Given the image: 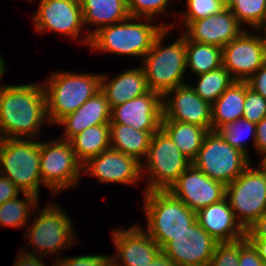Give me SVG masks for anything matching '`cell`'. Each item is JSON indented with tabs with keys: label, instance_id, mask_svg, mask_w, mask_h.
<instances>
[{
	"label": "cell",
	"instance_id": "681fc988",
	"mask_svg": "<svg viewBox=\"0 0 266 266\" xmlns=\"http://www.w3.org/2000/svg\"><path fill=\"white\" fill-rule=\"evenodd\" d=\"M261 163L266 167V157L261 161Z\"/></svg>",
	"mask_w": 266,
	"mask_h": 266
},
{
	"label": "cell",
	"instance_id": "cb8c5ba5",
	"mask_svg": "<svg viewBox=\"0 0 266 266\" xmlns=\"http://www.w3.org/2000/svg\"><path fill=\"white\" fill-rule=\"evenodd\" d=\"M84 26H98L81 42L90 45L91 36L100 28L122 22L130 17L126 0H80Z\"/></svg>",
	"mask_w": 266,
	"mask_h": 266
},
{
	"label": "cell",
	"instance_id": "f546056e",
	"mask_svg": "<svg viewBox=\"0 0 266 266\" xmlns=\"http://www.w3.org/2000/svg\"><path fill=\"white\" fill-rule=\"evenodd\" d=\"M22 194L24 198L19 199L17 196L0 204V225L2 227H25L28 223L27 221H29V213L31 212L33 215V211L38 208V196L26 192H22Z\"/></svg>",
	"mask_w": 266,
	"mask_h": 266
},
{
	"label": "cell",
	"instance_id": "9a60e30c",
	"mask_svg": "<svg viewBox=\"0 0 266 266\" xmlns=\"http://www.w3.org/2000/svg\"><path fill=\"white\" fill-rule=\"evenodd\" d=\"M226 186L211 179L191 164L172 184L168 191L190 210H198L225 198Z\"/></svg>",
	"mask_w": 266,
	"mask_h": 266
},
{
	"label": "cell",
	"instance_id": "4fadbf2b",
	"mask_svg": "<svg viewBox=\"0 0 266 266\" xmlns=\"http://www.w3.org/2000/svg\"><path fill=\"white\" fill-rule=\"evenodd\" d=\"M217 243L196 221L161 251L177 266H209Z\"/></svg>",
	"mask_w": 266,
	"mask_h": 266
},
{
	"label": "cell",
	"instance_id": "8fae6325",
	"mask_svg": "<svg viewBox=\"0 0 266 266\" xmlns=\"http://www.w3.org/2000/svg\"><path fill=\"white\" fill-rule=\"evenodd\" d=\"M82 164L68 140L40 141V174L42 185L59 193L78 185Z\"/></svg>",
	"mask_w": 266,
	"mask_h": 266
},
{
	"label": "cell",
	"instance_id": "30bf717a",
	"mask_svg": "<svg viewBox=\"0 0 266 266\" xmlns=\"http://www.w3.org/2000/svg\"><path fill=\"white\" fill-rule=\"evenodd\" d=\"M192 164L211 179L226 186L251 164V160L228 144L217 131H209Z\"/></svg>",
	"mask_w": 266,
	"mask_h": 266
},
{
	"label": "cell",
	"instance_id": "d590c367",
	"mask_svg": "<svg viewBox=\"0 0 266 266\" xmlns=\"http://www.w3.org/2000/svg\"><path fill=\"white\" fill-rule=\"evenodd\" d=\"M265 117L266 98L254 92L249 88L248 83L245 82V101L242 118L257 125Z\"/></svg>",
	"mask_w": 266,
	"mask_h": 266
},
{
	"label": "cell",
	"instance_id": "83f0119b",
	"mask_svg": "<svg viewBox=\"0 0 266 266\" xmlns=\"http://www.w3.org/2000/svg\"><path fill=\"white\" fill-rule=\"evenodd\" d=\"M77 160L84 165L110 147V126L100 124L90 126L70 140Z\"/></svg>",
	"mask_w": 266,
	"mask_h": 266
},
{
	"label": "cell",
	"instance_id": "7402d4cb",
	"mask_svg": "<svg viewBox=\"0 0 266 266\" xmlns=\"http://www.w3.org/2000/svg\"><path fill=\"white\" fill-rule=\"evenodd\" d=\"M107 78L108 76L101 74L100 91L111 109L150 91L141 66L125 70L110 80Z\"/></svg>",
	"mask_w": 266,
	"mask_h": 266
},
{
	"label": "cell",
	"instance_id": "3957f363",
	"mask_svg": "<svg viewBox=\"0 0 266 266\" xmlns=\"http://www.w3.org/2000/svg\"><path fill=\"white\" fill-rule=\"evenodd\" d=\"M144 213L146 232L160 246L161 250L173 237L188 230L196 220V212L190 210L180 199L168 190L144 192Z\"/></svg>",
	"mask_w": 266,
	"mask_h": 266
},
{
	"label": "cell",
	"instance_id": "603a6c76",
	"mask_svg": "<svg viewBox=\"0 0 266 266\" xmlns=\"http://www.w3.org/2000/svg\"><path fill=\"white\" fill-rule=\"evenodd\" d=\"M111 108L105 95L99 91L89 98L74 113L66 115L57 124L65 126V133L60 139L70 140L78 133L90 126L109 124L111 121Z\"/></svg>",
	"mask_w": 266,
	"mask_h": 266
},
{
	"label": "cell",
	"instance_id": "4316f807",
	"mask_svg": "<svg viewBox=\"0 0 266 266\" xmlns=\"http://www.w3.org/2000/svg\"><path fill=\"white\" fill-rule=\"evenodd\" d=\"M161 129L191 162L196 158L204 137L209 132L204 127L180 121H161Z\"/></svg>",
	"mask_w": 266,
	"mask_h": 266
},
{
	"label": "cell",
	"instance_id": "ffe728a7",
	"mask_svg": "<svg viewBox=\"0 0 266 266\" xmlns=\"http://www.w3.org/2000/svg\"><path fill=\"white\" fill-rule=\"evenodd\" d=\"M183 35L194 42L223 48L245 29L227 8L220 13L190 22Z\"/></svg>",
	"mask_w": 266,
	"mask_h": 266
},
{
	"label": "cell",
	"instance_id": "f6af8a7d",
	"mask_svg": "<svg viewBox=\"0 0 266 266\" xmlns=\"http://www.w3.org/2000/svg\"><path fill=\"white\" fill-rule=\"evenodd\" d=\"M258 250V254L266 265V238H247Z\"/></svg>",
	"mask_w": 266,
	"mask_h": 266
},
{
	"label": "cell",
	"instance_id": "b9f144b4",
	"mask_svg": "<svg viewBox=\"0 0 266 266\" xmlns=\"http://www.w3.org/2000/svg\"><path fill=\"white\" fill-rule=\"evenodd\" d=\"M247 238H266V212L246 229Z\"/></svg>",
	"mask_w": 266,
	"mask_h": 266
},
{
	"label": "cell",
	"instance_id": "5b68a950",
	"mask_svg": "<svg viewBox=\"0 0 266 266\" xmlns=\"http://www.w3.org/2000/svg\"><path fill=\"white\" fill-rule=\"evenodd\" d=\"M172 28H165L155 39L150 51L142 59L140 65L147 80L149 90L162 96L184 83L186 72L185 36L182 34L177 40L163 46L166 34Z\"/></svg>",
	"mask_w": 266,
	"mask_h": 266
},
{
	"label": "cell",
	"instance_id": "1f68e13d",
	"mask_svg": "<svg viewBox=\"0 0 266 266\" xmlns=\"http://www.w3.org/2000/svg\"><path fill=\"white\" fill-rule=\"evenodd\" d=\"M239 23L250 25L255 31L262 28L266 21V0H224Z\"/></svg>",
	"mask_w": 266,
	"mask_h": 266
},
{
	"label": "cell",
	"instance_id": "bcb514c9",
	"mask_svg": "<svg viewBox=\"0 0 266 266\" xmlns=\"http://www.w3.org/2000/svg\"><path fill=\"white\" fill-rule=\"evenodd\" d=\"M148 266H177L168 256L160 251Z\"/></svg>",
	"mask_w": 266,
	"mask_h": 266
},
{
	"label": "cell",
	"instance_id": "ac0fdd59",
	"mask_svg": "<svg viewBox=\"0 0 266 266\" xmlns=\"http://www.w3.org/2000/svg\"><path fill=\"white\" fill-rule=\"evenodd\" d=\"M162 117V95L150 90L140 97L113 107L110 123L131 126L140 131L157 132L161 129Z\"/></svg>",
	"mask_w": 266,
	"mask_h": 266
},
{
	"label": "cell",
	"instance_id": "836d02e7",
	"mask_svg": "<svg viewBox=\"0 0 266 266\" xmlns=\"http://www.w3.org/2000/svg\"><path fill=\"white\" fill-rule=\"evenodd\" d=\"M187 9L181 20L186 27L190 22L220 13L225 9L224 0H186Z\"/></svg>",
	"mask_w": 266,
	"mask_h": 266
},
{
	"label": "cell",
	"instance_id": "e0dca14e",
	"mask_svg": "<svg viewBox=\"0 0 266 266\" xmlns=\"http://www.w3.org/2000/svg\"><path fill=\"white\" fill-rule=\"evenodd\" d=\"M82 174L93 175L101 183L136 184L142 180L141 162L109 148L82 166Z\"/></svg>",
	"mask_w": 266,
	"mask_h": 266
},
{
	"label": "cell",
	"instance_id": "6da1fadb",
	"mask_svg": "<svg viewBox=\"0 0 266 266\" xmlns=\"http://www.w3.org/2000/svg\"><path fill=\"white\" fill-rule=\"evenodd\" d=\"M45 121L49 123L43 84L0 88V139H36Z\"/></svg>",
	"mask_w": 266,
	"mask_h": 266
},
{
	"label": "cell",
	"instance_id": "f1b7e54d",
	"mask_svg": "<svg viewBox=\"0 0 266 266\" xmlns=\"http://www.w3.org/2000/svg\"><path fill=\"white\" fill-rule=\"evenodd\" d=\"M186 68L195 76L223 66L222 48L212 44H202L185 37Z\"/></svg>",
	"mask_w": 266,
	"mask_h": 266
},
{
	"label": "cell",
	"instance_id": "9c48e42d",
	"mask_svg": "<svg viewBox=\"0 0 266 266\" xmlns=\"http://www.w3.org/2000/svg\"><path fill=\"white\" fill-rule=\"evenodd\" d=\"M259 163L258 169L250 164L225 188V198L245 230L266 212V167Z\"/></svg>",
	"mask_w": 266,
	"mask_h": 266
},
{
	"label": "cell",
	"instance_id": "d4e9b609",
	"mask_svg": "<svg viewBox=\"0 0 266 266\" xmlns=\"http://www.w3.org/2000/svg\"><path fill=\"white\" fill-rule=\"evenodd\" d=\"M245 82L234 81L211 105L212 131L242 118Z\"/></svg>",
	"mask_w": 266,
	"mask_h": 266
},
{
	"label": "cell",
	"instance_id": "7bdbcfd3",
	"mask_svg": "<svg viewBox=\"0 0 266 266\" xmlns=\"http://www.w3.org/2000/svg\"><path fill=\"white\" fill-rule=\"evenodd\" d=\"M256 142H255V149L259 151L258 153L262 154L263 158L261 161L266 157V117L263 118L257 125H256Z\"/></svg>",
	"mask_w": 266,
	"mask_h": 266
},
{
	"label": "cell",
	"instance_id": "7c38bea8",
	"mask_svg": "<svg viewBox=\"0 0 266 266\" xmlns=\"http://www.w3.org/2000/svg\"><path fill=\"white\" fill-rule=\"evenodd\" d=\"M222 60L234 81L246 82L266 63V34L244 30L222 48Z\"/></svg>",
	"mask_w": 266,
	"mask_h": 266
},
{
	"label": "cell",
	"instance_id": "d6986e66",
	"mask_svg": "<svg viewBox=\"0 0 266 266\" xmlns=\"http://www.w3.org/2000/svg\"><path fill=\"white\" fill-rule=\"evenodd\" d=\"M111 236L117 249V254L111 255L112 266H148L161 251L157 242L137 224L113 230Z\"/></svg>",
	"mask_w": 266,
	"mask_h": 266
},
{
	"label": "cell",
	"instance_id": "f35d334b",
	"mask_svg": "<svg viewBox=\"0 0 266 266\" xmlns=\"http://www.w3.org/2000/svg\"><path fill=\"white\" fill-rule=\"evenodd\" d=\"M258 250L244 237L240 239L239 266H263Z\"/></svg>",
	"mask_w": 266,
	"mask_h": 266
},
{
	"label": "cell",
	"instance_id": "5bb4252c",
	"mask_svg": "<svg viewBox=\"0 0 266 266\" xmlns=\"http://www.w3.org/2000/svg\"><path fill=\"white\" fill-rule=\"evenodd\" d=\"M162 121H180L212 131L211 104L202 100L190 87L183 84L162 96Z\"/></svg>",
	"mask_w": 266,
	"mask_h": 266
},
{
	"label": "cell",
	"instance_id": "d6a6232c",
	"mask_svg": "<svg viewBox=\"0 0 266 266\" xmlns=\"http://www.w3.org/2000/svg\"><path fill=\"white\" fill-rule=\"evenodd\" d=\"M222 138L234 148L240 150L244 154L247 153V147L245 146L246 135H251L254 147L256 142V124L248 121L247 119L240 118L235 122L229 123L226 126L217 130Z\"/></svg>",
	"mask_w": 266,
	"mask_h": 266
},
{
	"label": "cell",
	"instance_id": "7a4b0ae2",
	"mask_svg": "<svg viewBox=\"0 0 266 266\" xmlns=\"http://www.w3.org/2000/svg\"><path fill=\"white\" fill-rule=\"evenodd\" d=\"M140 19L145 21L142 22ZM151 20L130 16L122 22L104 26L91 36L89 47L96 51L139 56L143 59L157 36L165 28H171L165 24L150 23Z\"/></svg>",
	"mask_w": 266,
	"mask_h": 266
},
{
	"label": "cell",
	"instance_id": "2e32d148",
	"mask_svg": "<svg viewBox=\"0 0 266 266\" xmlns=\"http://www.w3.org/2000/svg\"><path fill=\"white\" fill-rule=\"evenodd\" d=\"M32 21L37 32L45 30L64 36L79 37L84 27L80 0H40Z\"/></svg>",
	"mask_w": 266,
	"mask_h": 266
},
{
	"label": "cell",
	"instance_id": "277c9868",
	"mask_svg": "<svg viewBox=\"0 0 266 266\" xmlns=\"http://www.w3.org/2000/svg\"><path fill=\"white\" fill-rule=\"evenodd\" d=\"M101 74L55 72L45 82L49 123L57 124L100 91Z\"/></svg>",
	"mask_w": 266,
	"mask_h": 266
},
{
	"label": "cell",
	"instance_id": "ba28073f",
	"mask_svg": "<svg viewBox=\"0 0 266 266\" xmlns=\"http://www.w3.org/2000/svg\"><path fill=\"white\" fill-rule=\"evenodd\" d=\"M47 206L37 214L36 218L31 222V226L26 233L25 238L29 240L28 246L34 247V252L23 249L26 254L46 257V255H54L56 253L67 250L75 244L76 236L72 228L70 217L61 210L59 206L48 202ZM62 250V251H61ZM38 251H40L39 255ZM36 253V254H34Z\"/></svg>",
	"mask_w": 266,
	"mask_h": 266
},
{
	"label": "cell",
	"instance_id": "484cf974",
	"mask_svg": "<svg viewBox=\"0 0 266 266\" xmlns=\"http://www.w3.org/2000/svg\"><path fill=\"white\" fill-rule=\"evenodd\" d=\"M110 126V147L135 157L142 163L146 157L150 140L156 132L140 131L131 126L109 123Z\"/></svg>",
	"mask_w": 266,
	"mask_h": 266
},
{
	"label": "cell",
	"instance_id": "60d3db41",
	"mask_svg": "<svg viewBox=\"0 0 266 266\" xmlns=\"http://www.w3.org/2000/svg\"><path fill=\"white\" fill-rule=\"evenodd\" d=\"M21 192L9 178L0 174V204L16 198Z\"/></svg>",
	"mask_w": 266,
	"mask_h": 266
},
{
	"label": "cell",
	"instance_id": "4dcf8cb0",
	"mask_svg": "<svg viewBox=\"0 0 266 266\" xmlns=\"http://www.w3.org/2000/svg\"><path fill=\"white\" fill-rule=\"evenodd\" d=\"M198 83L190 87L202 99L211 105L234 82L230 73L223 67L198 75Z\"/></svg>",
	"mask_w": 266,
	"mask_h": 266
},
{
	"label": "cell",
	"instance_id": "74e56055",
	"mask_svg": "<svg viewBox=\"0 0 266 266\" xmlns=\"http://www.w3.org/2000/svg\"><path fill=\"white\" fill-rule=\"evenodd\" d=\"M55 260V266H112L111 256L108 255H82L75 257H62Z\"/></svg>",
	"mask_w": 266,
	"mask_h": 266
},
{
	"label": "cell",
	"instance_id": "c3c4849f",
	"mask_svg": "<svg viewBox=\"0 0 266 266\" xmlns=\"http://www.w3.org/2000/svg\"><path fill=\"white\" fill-rule=\"evenodd\" d=\"M260 30L266 34V21Z\"/></svg>",
	"mask_w": 266,
	"mask_h": 266
},
{
	"label": "cell",
	"instance_id": "8d00e7d4",
	"mask_svg": "<svg viewBox=\"0 0 266 266\" xmlns=\"http://www.w3.org/2000/svg\"><path fill=\"white\" fill-rule=\"evenodd\" d=\"M240 239L218 242L209 266H239Z\"/></svg>",
	"mask_w": 266,
	"mask_h": 266
},
{
	"label": "cell",
	"instance_id": "ab89813d",
	"mask_svg": "<svg viewBox=\"0 0 266 266\" xmlns=\"http://www.w3.org/2000/svg\"><path fill=\"white\" fill-rule=\"evenodd\" d=\"M249 88L266 98V63L261 66L247 81Z\"/></svg>",
	"mask_w": 266,
	"mask_h": 266
},
{
	"label": "cell",
	"instance_id": "52a82bcc",
	"mask_svg": "<svg viewBox=\"0 0 266 266\" xmlns=\"http://www.w3.org/2000/svg\"><path fill=\"white\" fill-rule=\"evenodd\" d=\"M191 164L171 138L160 129L152 135L145 162L141 163L142 176L146 173L149 175L144 192L168 190Z\"/></svg>",
	"mask_w": 266,
	"mask_h": 266
},
{
	"label": "cell",
	"instance_id": "ee69618b",
	"mask_svg": "<svg viewBox=\"0 0 266 266\" xmlns=\"http://www.w3.org/2000/svg\"><path fill=\"white\" fill-rule=\"evenodd\" d=\"M16 263L13 266H46L42 260V257L36 255L26 254L22 251L19 252ZM52 266H55V261Z\"/></svg>",
	"mask_w": 266,
	"mask_h": 266
},
{
	"label": "cell",
	"instance_id": "7dc6e473",
	"mask_svg": "<svg viewBox=\"0 0 266 266\" xmlns=\"http://www.w3.org/2000/svg\"><path fill=\"white\" fill-rule=\"evenodd\" d=\"M4 61H5V60H3V58L0 56V79H1V77H3L5 71L7 70ZM0 83H1V82H0ZM0 86L3 87L4 84H3V85L1 84ZM1 87H0V88H1Z\"/></svg>",
	"mask_w": 266,
	"mask_h": 266
},
{
	"label": "cell",
	"instance_id": "8992f818",
	"mask_svg": "<svg viewBox=\"0 0 266 266\" xmlns=\"http://www.w3.org/2000/svg\"><path fill=\"white\" fill-rule=\"evenodd\" d=\"M0 174L9 178L22 192L39 197L40 141L0 139Z\"/></svg>",
	"mask_w": 266,
	"mask_h": 266
},
{
	"label": "cell",
	"instance_id": "44dd1931",
	"mask_svg": "<svg viewBox=\"0 0 266 266\" xmlns=\"http://www.w3.org/2000/svg\"><path fill=\"white\" fill-rule=\"evenodd\" d=\"M198 224L216 241L232 242L246 237L226 198L196 212Z\"/></svg>",
	"mask_w": 266,
	"mask_h": 266
},
{
	"label": "cell",
	"instance_id": "e575fe53",
	"mask_svg": "<svg viewBox=\"0 0 266 266\" xmlns=\"http://www.w3.org/2000/svg\"><path fill=\"white\" fill-rule=\"evenodd\" d=\"M131 17L152 19L165 13L170 0H126Z\"/></svg>",
	"mask_w": 266,
	"mask_h": 266
}]
</instances>
